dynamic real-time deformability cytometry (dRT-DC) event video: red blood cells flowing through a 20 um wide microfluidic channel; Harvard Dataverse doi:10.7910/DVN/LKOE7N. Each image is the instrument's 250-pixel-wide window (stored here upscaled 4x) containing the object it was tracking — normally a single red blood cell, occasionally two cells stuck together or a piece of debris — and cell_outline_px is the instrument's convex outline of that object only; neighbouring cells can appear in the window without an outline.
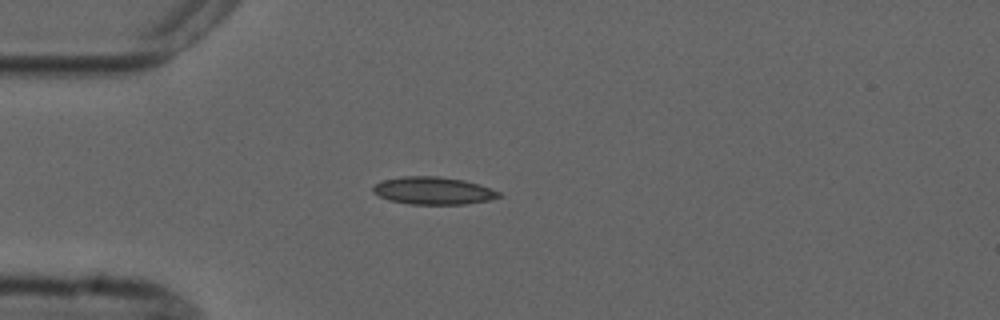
{"species": "common noctule bat (a hibernating species)", "species_latin": "Nyctalus noctula", "temperature_condition": "cold", "stored_images_in_passage": 4, "camera_frame_rate_fps": 3000, "um_per_image_px": 0.085, "animal": {"sex": "male", "forearm_length_mm": 52.5}, "frame": {"image": 1, "passage_image": 3, "time_ms": 2.333, "image_size_px": [1000, 320], "cell_outline_px": [[504, 196], [488, 200], [464, 204], [408, 204], [388, 200], [372, 192], [372, 188], [376, 184], [384, 180], [404, 176], [436, 176], [464, 180], [500, 192]], "centroid_in_image_um": [36.81, 16.21], "position_along_channel_um": 48.2, "area_um2": 20.0}}